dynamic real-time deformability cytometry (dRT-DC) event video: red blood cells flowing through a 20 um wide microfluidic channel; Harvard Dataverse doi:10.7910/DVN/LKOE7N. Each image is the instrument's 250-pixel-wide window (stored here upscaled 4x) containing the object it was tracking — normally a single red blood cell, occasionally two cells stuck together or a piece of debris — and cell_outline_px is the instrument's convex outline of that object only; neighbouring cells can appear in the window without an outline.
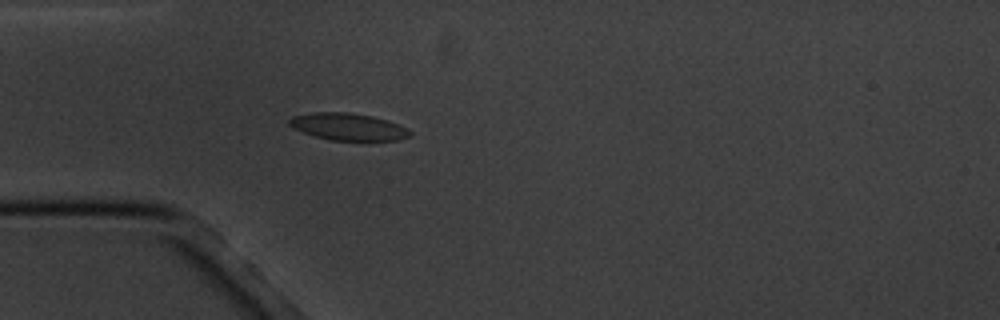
{"species": "common noctule bat (a hibernating species)", "species_latin": "Nyctalus noctula", "temperature_condition": "cold", "stored_images_in_passage": 5, "camera_frame_rate_fps": 3000, "um_per_image_px": 0.085, "animal": {"sex": "male", "body_mass_g": 20.1, "forearm_length_mm": 53.5}, "frame": {"image": 1, "passage_image": 5, "time_ms": 4.333, "image_size_px": [1000, 320], "cell_outline_px": [[412, 136], [400, 140], [328, 140], [312, 136], [292, 128], [288, 124], [288, 120], [292, 116], [312, 112], [348, 112], [372, 116], [388, 120], [412, 132]], "centroid_in_image_um": [29.54, 10.77], "position_along_channel_um": 55.5, "area_um2": 19.19}}